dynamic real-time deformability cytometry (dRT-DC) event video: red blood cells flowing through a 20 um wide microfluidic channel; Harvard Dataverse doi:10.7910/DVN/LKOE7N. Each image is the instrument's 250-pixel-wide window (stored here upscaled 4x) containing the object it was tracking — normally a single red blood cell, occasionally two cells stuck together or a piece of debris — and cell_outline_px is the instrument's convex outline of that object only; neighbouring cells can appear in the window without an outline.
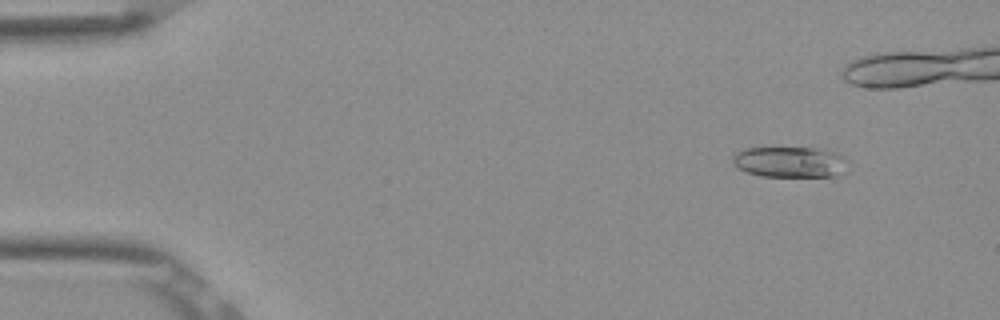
{"species": "Egyptian fruit bat (a non-hibernating species)", "species_latin": "Rousettus aegyptiacus", "temperature_condition": "room temperature", "stored_images_in_passage": 5, "camera_frame_rate_fps": 3000, "um_per_image_px": 0.085, "frame": {"image": 1, "passage_image": 2, "time_ms": 0.333, "image_size_px": [1000, 320], "cell_outline_px": [[848, 160], [844, 172], [836, 176], [760, 176], [748, 172], [740, 168], [732, 160], [732, 156], [736, 152], [744, 148], [820, 148], [844, 156]], "centroid_in_image_um": [67.17, 13.76], "position_along_channel_um": 17.8, "area_um2": 20.58}}